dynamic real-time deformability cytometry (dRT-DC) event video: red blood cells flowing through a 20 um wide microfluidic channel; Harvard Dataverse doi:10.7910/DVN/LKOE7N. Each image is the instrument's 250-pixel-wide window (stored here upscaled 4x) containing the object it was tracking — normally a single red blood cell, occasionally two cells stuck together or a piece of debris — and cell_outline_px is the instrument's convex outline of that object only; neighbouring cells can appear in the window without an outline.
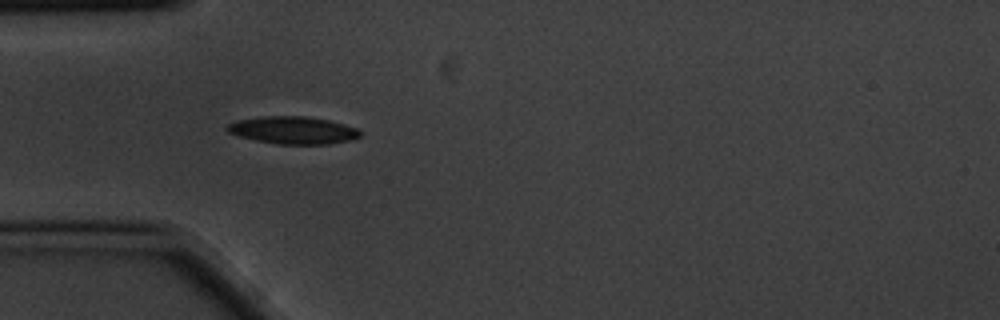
{"species": "common noctule bat (a hibernating species)", "species_latin": "Nyctalus noctula", "temperature_condition": "cold", "stored_images_in_passage": 3, "camera_frame_rate_fps": 3000, "um_per_image_px": 0.085, "animal": {"sex": "male", "body_mass_g": 20.1, "forearm_length_mm": 53.5}, "frame": {"image": 1, "passage_image": 3, "time_ms": 0.667, "image_size_px": [1000, 320], "cell_outline_px": [[360, 136], [348, 140], [328, 144], [276, 144], [256, 140], [240, 136], [228, 132], [224, 128], [228, 124], [236, 120], [264, 116], [304, 116], [328, 120], [344, 124], [356, 128], [360, 132]], "centroid_in_image_um": [24.86, 11.06], "position_along_channel_um": 60.1, "area_um2": 21.1}}